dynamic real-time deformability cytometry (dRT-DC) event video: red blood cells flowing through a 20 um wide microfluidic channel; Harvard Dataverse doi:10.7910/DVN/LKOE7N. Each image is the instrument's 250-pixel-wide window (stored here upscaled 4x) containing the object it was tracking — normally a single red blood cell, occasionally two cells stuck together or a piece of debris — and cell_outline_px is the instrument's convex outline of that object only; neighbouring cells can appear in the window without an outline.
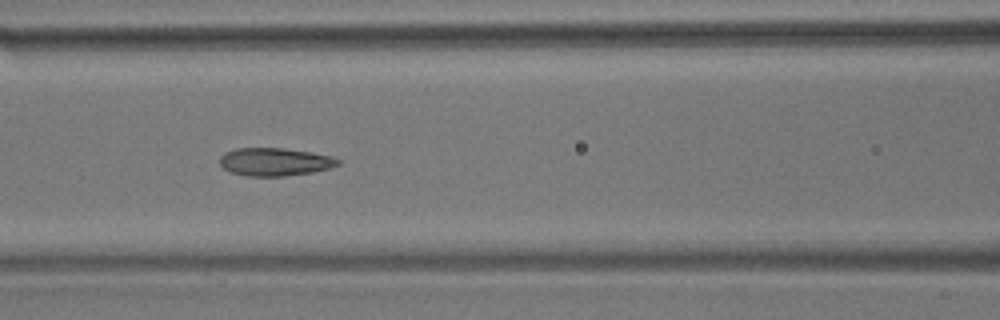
{"species": "common noctule bat (a hibernating species)", "species_latin": "Nyctalus noctula", "temperature_condition": "room temperature", "stored_images_in_passage": 6, "camera_frame_rate_fps": 3000, "um_per_image_px": 0.085, "animal": {"sex": "male", "body_mass_g": 17.9}, "frame": {"image": 1, "passage_image": 4, "time_ms": 3.333, "image_size_px": [1000, 320], "cell_outline_px": [[340, 164], [328, 168], [312, 172], [284, 176], [248, 176], [232, 172], [224, 168], [220, 164], [220, 156], [224, 152], [236, 148], [284, 148], [312, 152], [332, 156], [340, 160]], "centroid_in_image_um": [23.36, 13.74], "position_along_channel_um": 143.2, "area_um2": 19.25}}
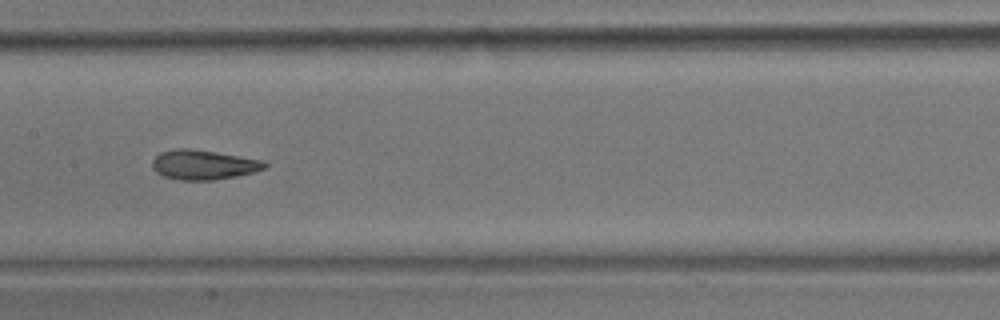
{"frame": {"image": 2, "passage_image": 5, "time_ms": 4.667, "image_size_px": [1000, 320], "cell_outline_px": [[268, 168], [236, 176], [212, 180], [180, 180], [164, 176], [156, 172], [152, 168], [152, 160], [160, 152], [176, 148], [188, 148], [216, 152], [264, 160], [268, 164]], "centroid_in_image_um": [17.3, 14.0], "position_along_channel_um": 190.1, "area_um2": 19.48}}
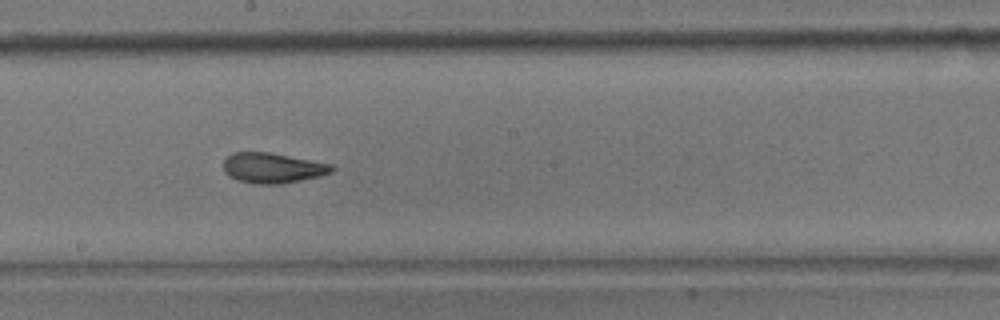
{"frame": {"image": 3, "passage_image": 6, "time_ms": 5.667, "image_size_px": [1000, 320], "cell_outline_px": [[336, 168], [332, 172], [320, 176], [280, 184], [256, 184], [236, 180], [228, 176], [224, 172], [224, 160], [232, 152], [268, 152], [332, 164]], "centroid_in_image_um": [23.16, 14.28], "position_along_channel_um": 225.0, "area_um2": 19.13}}